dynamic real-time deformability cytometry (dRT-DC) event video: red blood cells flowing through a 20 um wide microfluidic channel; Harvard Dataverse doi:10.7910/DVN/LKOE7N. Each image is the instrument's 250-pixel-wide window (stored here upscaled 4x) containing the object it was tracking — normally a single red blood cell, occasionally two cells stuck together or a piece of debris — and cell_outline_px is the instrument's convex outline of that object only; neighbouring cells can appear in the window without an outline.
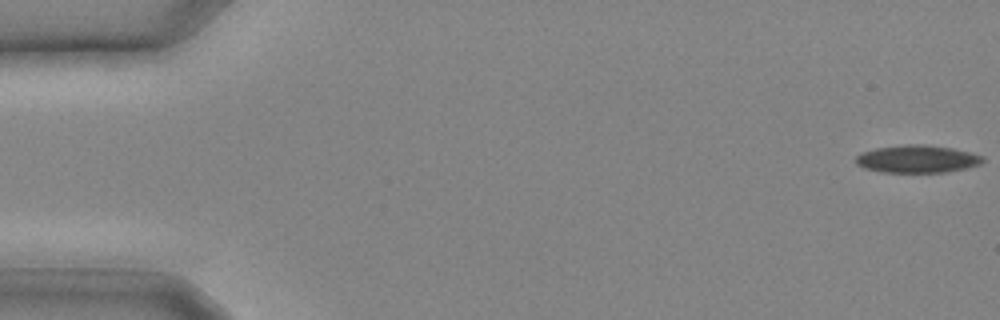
{"species": "common noctule bat (a hibernating species)", "species_latin": "Nyctalus noctula", "temperature_condition": "cold", "stored_images_in_passage": 12, "camera_frame_rate_fps": 3000, "um_per_image_px": 0.085, "animal": {"sex": "male", "body_mass_g": 20.4}, "frame": {"image": 1, "passage_image": 1, "time_ms": 0.0, "image_size_px": [1000, 320], "cell_outline_px": [[984, 160], [980, 164], [964, 168], [944, 172], [880, 172], [864, 168], [856, 164], [856, 156], [860, 152], [876, 148], [908, 144], [920, 144], [952, 148], [984, 156]], "centroid_in_image_um": [77.92, 13.51], "position_along_channel_um": 7.1, "area_um2": 20.29}}
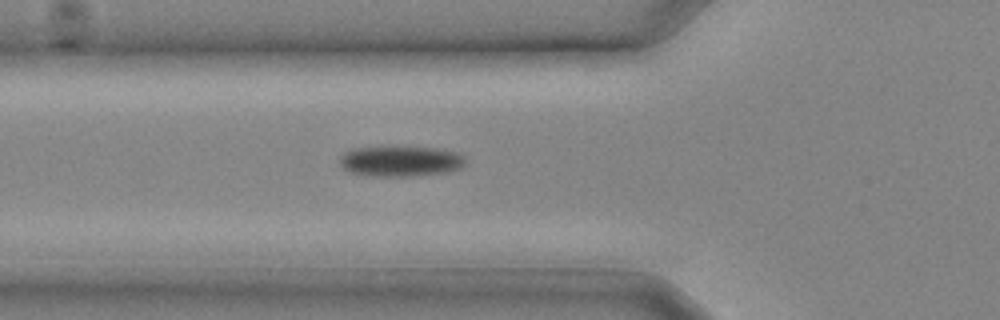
{"frame": {"image": 2, "passage_image": 10, "time_ms": 3.0, "image_size_px": [1000, 320], "cell_outline_px": [[464, 164], [460, 168], [448, 172], [412, 176], [372, 176], [348, 172], [340, 164], [340, 156], [356, 148], [436, 148], [460, 152], [464, 156]], "centroid_in_image_um": [34.09, 13.72], "position_along_channel_um": 91.7, "area_um2": 21.96}}
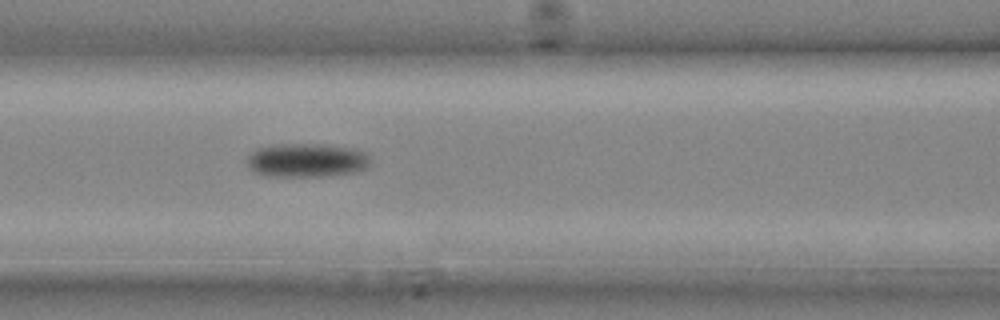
{"frame": {"image": 3, "passage_image": 12, "time_ms": 3.667, "image_size_px": [1000, 320], "cell_outline_px": [[368, 168], [356, 172], [324, 176], [268, 176], [252, 172], [248, 168], [244, 160], [256, 148], [280, 144], [316, 144], [352, 148], [368, 152]], "centroid_in_image_um": [26.02, 13.63], "position_along_channel_um": 140.6, "area_um2": 24.51}}